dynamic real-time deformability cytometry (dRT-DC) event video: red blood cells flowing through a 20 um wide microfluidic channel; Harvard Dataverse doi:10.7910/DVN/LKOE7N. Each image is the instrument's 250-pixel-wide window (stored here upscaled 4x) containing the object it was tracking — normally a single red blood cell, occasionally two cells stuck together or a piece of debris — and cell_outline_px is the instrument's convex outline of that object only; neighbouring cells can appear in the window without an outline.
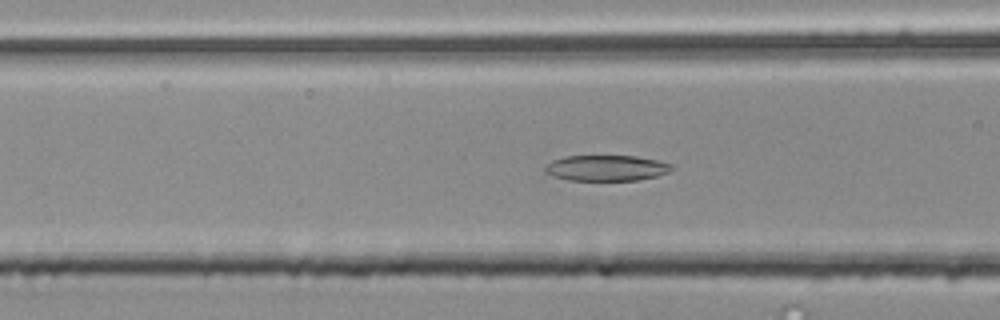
{"species": "common noctule bat (a hibernating species)", "species_latin": "Nyctalus noctula", "temperature_condition": "room temperature", "stored_images_in_passage": 46, "camera_frame_rate_fps": 3000, "um_per_image_px": 0.085, "animal": {"sex": "male", "body_mass_g": 20.4}, "frame": {"image": 1, "passage_image": 20, "time_ms": 6.333, "image_size_px": [1000, 320], "cell_outline_px": [[672, 168], [668, 172], [656, 176], [640, 180], [568, 180], [552, 176], [544, 172], [544, 168], [552, 160], [564, 156], [636, 156], [656, 160], [672, 164]], "centroid_in_image_um": [51.51, 14.28], "position_along_channel_um": 115.1, "area_um2": 18.96}}
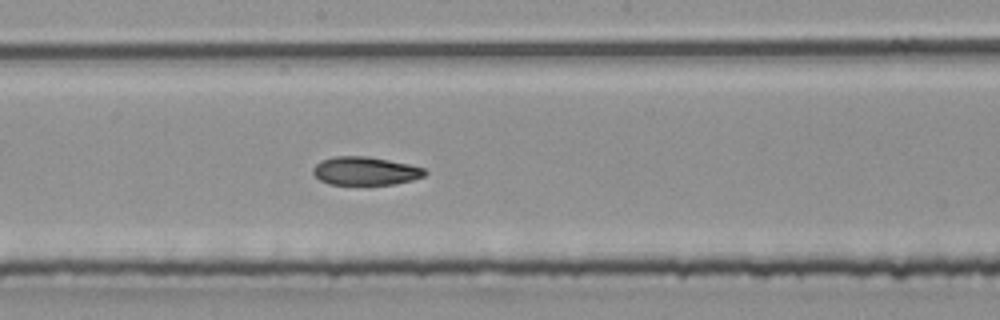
{"frame": {"image": 2, "passage_image": 28, "time_ms": 9.0, "image_size_px": [1000, 320], "cell_outline_px": [[428, 172], [424, 176], [412, 180], [392, 184], [328, 184], [320, 180], [312, 172], [312, 168], [320, 160], [336, 156], [364, 156], [388, 160], [408, 164], [424, 168]], "centroid_in_image_um": [31.03, 14.53], "position_along_channel_um": 217.2, "area_um2": 18.32}}
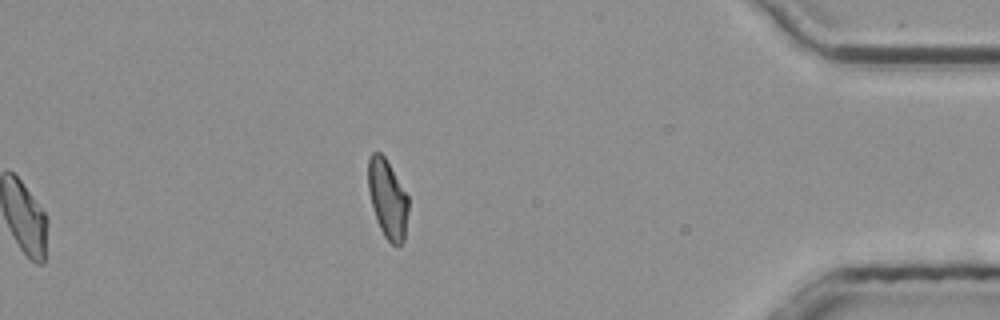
{"frame": {"image": 3, "passage_image": 46, "time_ms": 15.0, "image_size_px": [1000, 320], "cell_outline_px": [[408, 212], [404, 240], [400, 244], [392, 244], [384, 236], [376, 220], [368, 192], [368, 160], [372, 152], [380, 152], [384, 156], [408, 196]], "centroid_in_image_um": [32.93, 16.9], "position_along_channel_um": 402.3, "area_um2": 18.32}, "authors_computed_cell_mechanics": {"area_um2": 19.7965, "velocity_mm_per_s": 3.8313, "shape_relaxation_time_tau1_ms": 9.3859, "shape_relaxation_time_tau2_ms": 2.8643, "deformation_change_tau1": 0.204, "deformation_change_tau2": 0.0873}}